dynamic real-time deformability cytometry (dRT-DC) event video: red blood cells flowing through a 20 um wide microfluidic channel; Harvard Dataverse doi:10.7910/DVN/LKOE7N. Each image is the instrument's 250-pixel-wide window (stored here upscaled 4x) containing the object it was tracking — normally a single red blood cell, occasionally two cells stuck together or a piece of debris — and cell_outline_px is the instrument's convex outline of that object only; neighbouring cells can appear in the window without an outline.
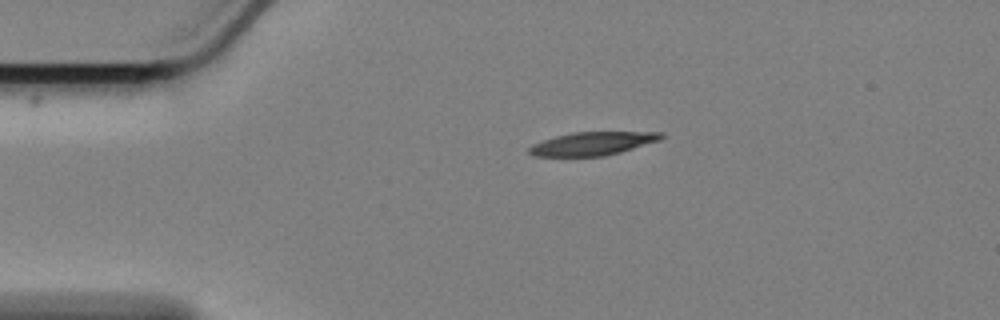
{"species": "Egyptian fruit bat (a non-hibernating species)", "species_latin": "Rousettus aegyptiacus", "temperature_condition": "cold", "stored_images_in_passage": 48, "camera_frame_rate_fps": 3000, "um_per_image_px": 0.085, "animal": {"sex": "female"}, "frame": {"image": 1, "passage_image": 1, "time_ms": 0.0, "image_size_px": [1000, 320], "cell_outline_px": [[664, 136], [660, 140], [620, 152], [604, 156], [532, 156], [528, 152], [528, 148], [532, 144], [556, 136], [572, 132], [664, 132]], "centroid_in_image_um": [50.36, 12.2], "position_along_channel_um": 34.6, "area_um2": 17.86}}
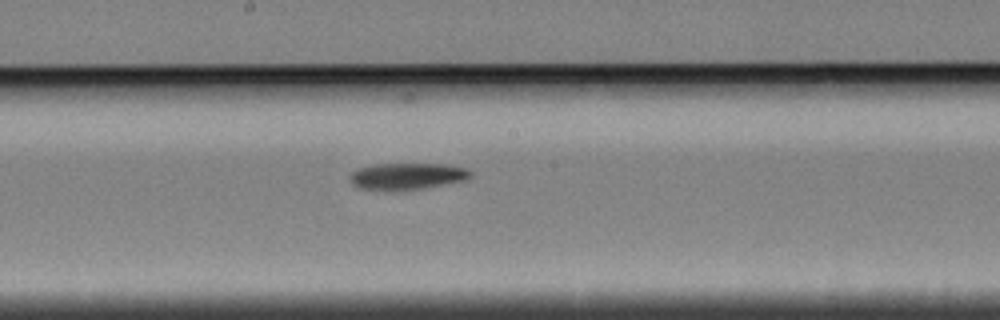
{"frame": {"image": 2, "passage_image": 20, "time_ms": 6.333, "image_size_px": [1000, 320], "cell_outline_px": [[472, 176], [464, 180], [420, 188], [360, 188], [352, 184], [348, 176], [352, 172], [360, 168], [372, 164], [448, 164], [464, 168], [472, 172]], "centroid_in_image_um": [34.61, 14.93], "position_along_channel_um": 213.6, "area_um2": 17.92}}
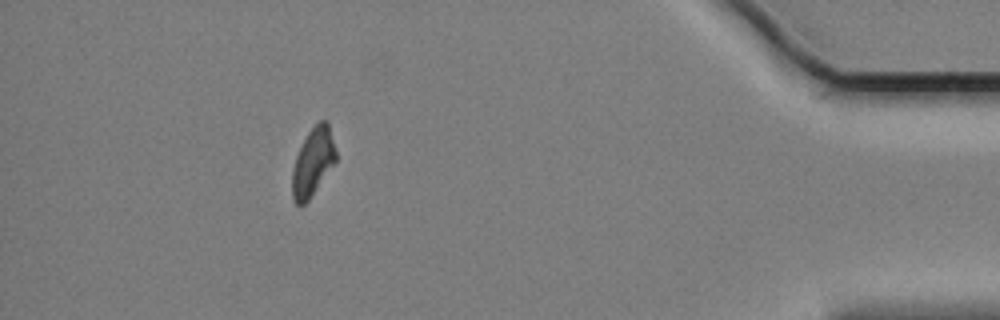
{"frame": {"image": 3, "passage_image": 42, "time_ms": 13.667, "image_size_px": [1000, 320], "cell_outline_px": [[336, 160], [308, 200], [300, 208], [292, 200], [292, 168], [296, 156], [308, 132], [320, 120], [328, 120], [336, 152]], "centroid_in_image_um": [26.58, 13.78], "position_along_channel_um": 408.6, "area_um2": 17.11}, "authors_computed_cell_mechanics": {"area_um2": 18.5827, "velocity_mm_per_s": 3.3841, "shape_relaxation_time_tau1_ms": 7.4586, "shape_relaxation_time_tau2_ms": null, "deformation_change_tau1": 0.1705, "deformation_change_tau2": null}}